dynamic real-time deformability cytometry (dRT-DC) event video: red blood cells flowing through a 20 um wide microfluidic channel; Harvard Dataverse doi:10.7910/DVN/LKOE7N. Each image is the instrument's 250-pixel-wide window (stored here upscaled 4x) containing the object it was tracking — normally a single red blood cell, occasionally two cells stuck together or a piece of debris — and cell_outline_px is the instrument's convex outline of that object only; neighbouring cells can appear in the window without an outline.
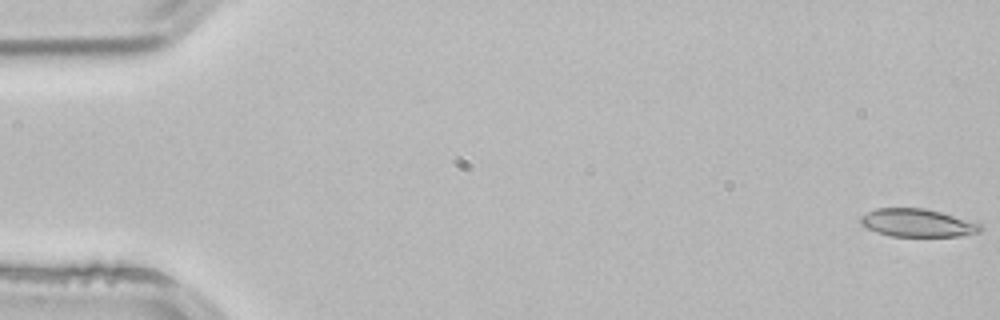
{"species": "common noctule bat (a hibernating species)", "species_latin": "Nyctalus noctula", "temperature_condition": "room temperature", "stored_images_in_passage": 6, "camera_frame_rate_fps": 3000, "um_per_image_px": 0.085, "animal": {"sex": "male", "body_mass_g": 21.5, "forearm_length_mm": 52.0}, "frame": {"image": 1, "passage_image": 1, "time_ms": 0.0, "image_size_px": [1000, 320], "cell_outline_px": [[984, 228], [980, 232], [960, 236], [892, 236], [876, 232], [860, 224], [860, 216], [876, 208], [924, 208], [940, 212], [980, 224]], "centroid_in_image_um": [77.96, 18.95], "position_along_channel_um": 7.0, "area_um2": 19.36}}
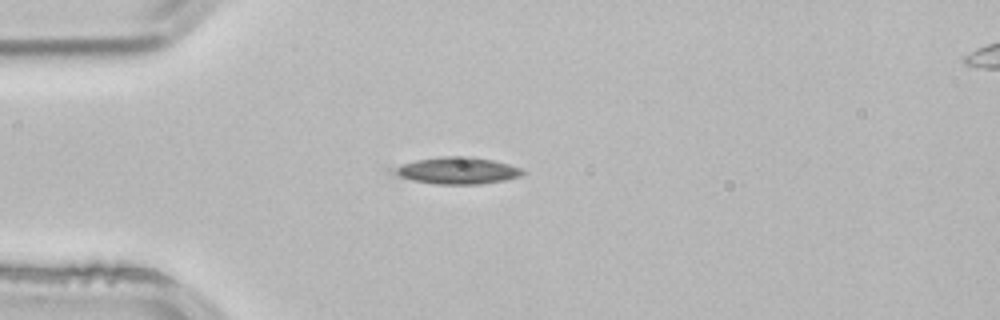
{"frame": {"image": 2, "passage_image": 5, "time_ms": 1.333, "image_size_px": [1000, 320], "cell_outline_px": [[528, 172], [520, 176], [504, 180], [480, 184], [436, 184], [412, 180], [392, 176], [384, 168], [416, 160], [440, 156], [468, 156], [492, 160], [508, 164], [520, 168]], "centroid_in_image_um": [38.71, 14.5], "position_along_channel_um": 46.3, "area_um2": 20.69}}